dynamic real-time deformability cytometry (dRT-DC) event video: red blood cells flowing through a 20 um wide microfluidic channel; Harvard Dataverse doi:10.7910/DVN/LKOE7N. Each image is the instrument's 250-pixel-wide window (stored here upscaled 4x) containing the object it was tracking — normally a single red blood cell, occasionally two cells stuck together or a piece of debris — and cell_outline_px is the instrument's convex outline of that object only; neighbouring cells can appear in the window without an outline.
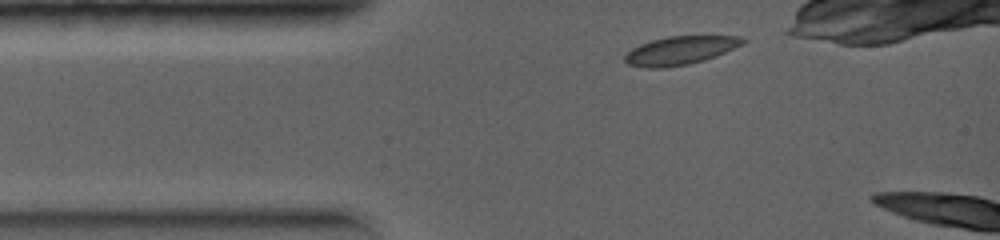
{"species": "common noctule bat (a hibernating species)", "species_latin": "Nyctalus noctula", "temperature_condition": "warm", "stored_images_in_passage": 4, "camera_frame_rate_fps": 5000, "um_per_image_px": 0.085, "animal": {"sex": "female", "body_mass_g": 19.0, "forearm_length_mm": 56.7}, "frame": {"image": 1, "passage_image": 1, "time_ms": 0.0, "image_size_px": [1000, 240], "cell_outline_px": [[748, 40], [744, 44], [716, 56], [704, 60], [688, 64], [664, 68], [644, 68], [628, 64], [624, 60], [624, 56], [632, 48], [640, 44], [652, 40], [668, 36], [736, 36]], "centroid_in_image_um": [57.81, 4.29], "position_along_channel_um": 27.2, "area_um2": 19.54}}